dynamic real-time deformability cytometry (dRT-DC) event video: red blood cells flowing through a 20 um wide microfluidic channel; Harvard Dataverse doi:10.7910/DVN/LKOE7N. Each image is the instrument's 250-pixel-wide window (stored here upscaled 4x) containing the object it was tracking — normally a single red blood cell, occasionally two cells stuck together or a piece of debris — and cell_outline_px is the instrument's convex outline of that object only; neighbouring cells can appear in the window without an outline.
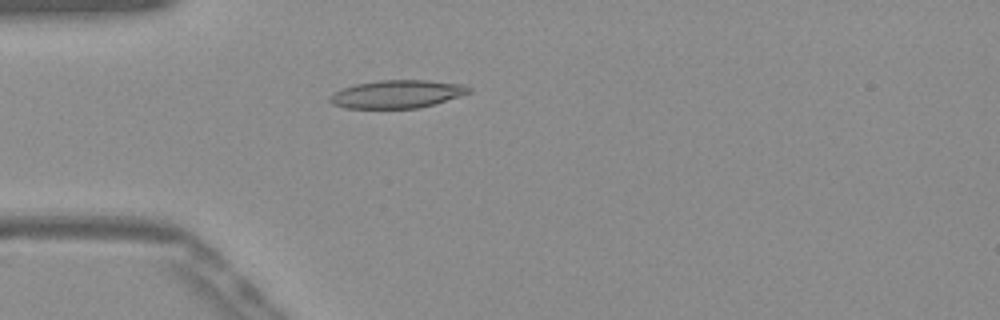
{"species": "Egyptian fruit bat (a non-hibernating species)", "species_latin": "Rousettus aegyptiacus", "temperature_condition": "warm", "stored_images_in_passage": 38, "camera_frame_rate_fps": 3000, "um_per_image_px": 0.085, "frame": {"image": 1, "passage_image": 1, "time_ms": 0.0, "image_size_px": [1000, 320], "cell_outline_px": [[472, 92], [460, 96], [420, 108], [344, 108], [332, 104], [328, 100], [328, 96], [332, 92], [356, 84], [380, 80], [424, 80], [460, 84], [472, 88]], "centroid_in_image_um": [33.71, 8.0], "position_along_channel_um": 51.3, "area_um2": 22.66}}
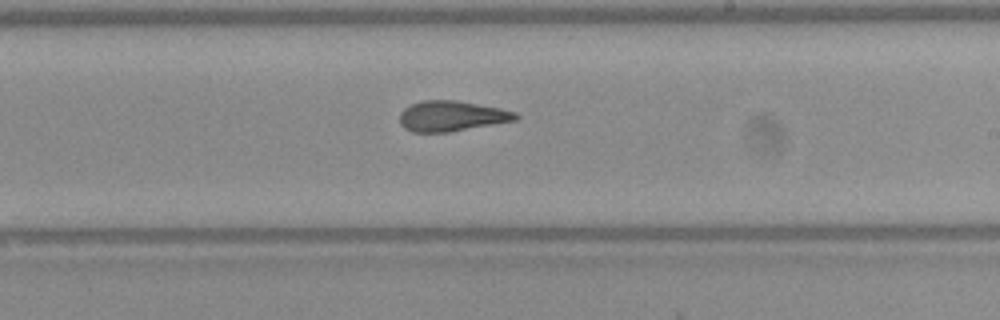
{"frame": {"image": 2, "passage_image": 17, "time_ms": 5.333, "image_size_px": [1000, 320], "cell_outline_px": [[520, 116], [516, 120], [448, 132], [412, 132], [404, 128], [400, 124], [400, 112], [404, 108], [412, 104], [424, 100], [456, 100], [500, 108], [516, 112]], "centroid_in_image_um": [38.37, 9.86], "position_along_channel_um": 250.6, "area_um2": 20.46}}
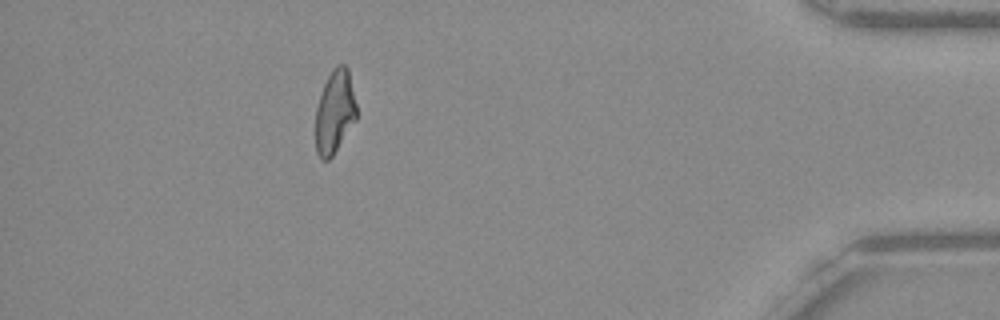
{"frame": {"image": 3, "passage_image": 33, "time_ms": 10.667, "image_size_px": [1000, 320], "cell_outline_px": [[356, 120], [332, 156], [328, 160], [324, 160], [316, 152], [316, 108], [324, 84], [332, 68], [336, 64], [344, 64], [348, 68], [356, 104]], "centroid_in_image_um": [28.46, 9.48], "position_along_channel_um": 406.7, "area_um2": 19.71}, "authors_computed_cell_mechanics": {"area_um2": 20.8369, "velocity_mm_per_s": 3.9014, "shape_relaxation_time_tau1_ms": null, "shape_relaxation_time_tau2_ms": 1.8972, "deformation_change_tau1": null, "deformation_change_tau2": 0.1025}}